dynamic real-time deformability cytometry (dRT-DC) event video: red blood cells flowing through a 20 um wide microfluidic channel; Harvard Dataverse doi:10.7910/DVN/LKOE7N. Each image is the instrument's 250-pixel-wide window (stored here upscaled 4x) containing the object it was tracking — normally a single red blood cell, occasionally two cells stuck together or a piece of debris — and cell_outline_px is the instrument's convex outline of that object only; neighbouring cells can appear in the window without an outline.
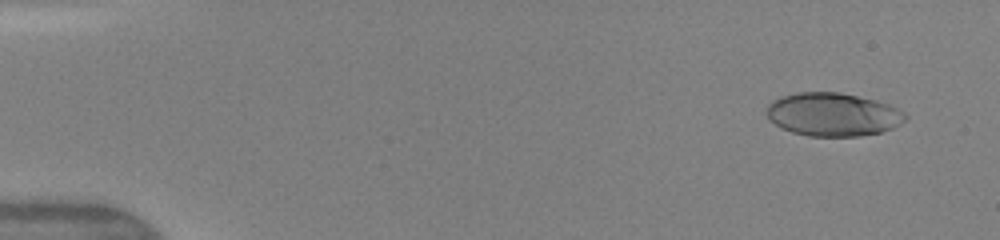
{"species": "human", "species_latin": "Homo sapiens", "temperature_condition": "warm", "stored_images_in_passage": 48, "camera_frame_rate_fps": 3000, "um_per_image_px": 0.085, "donor": {"sex": "female"}, "frame": {"image": 1, "passage_image": 3, "time_ms": 0.667, "image_size_px": [1000, 240], "cell_outline_px": [[908, 116], [900, 124], [892, 128], [880, 132], [860, 136], [808, 136], [792, 132], [780, 128], [768, 116], [768, 104], [772, 100], [780, 96], [796, 92], [840, 92], [876, 100], [888, 104], [904, 112]], "centroid_in_image_um": [70.8, 9.72], "position_along_channel_um": 14.2, "area_um2": 34.97}}
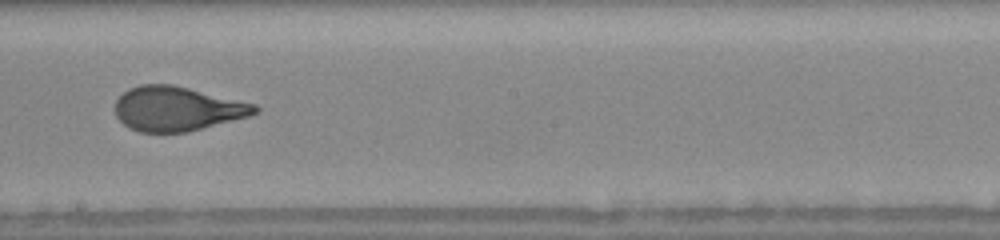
{"frame": {"image": 2, "passage_image": 28, "time_ms": 9.0, "image_size_px": [1000, 240], "cell_outline_px": [[260, 108], [256, 112], [248, 116], [188, 132], [140, 132], [128, 128], [116, 116], [116, 100], [128, 88], [140, 84], [172, 84], [256, 104]], "centroid_in_image_um": [15.03, 9.24], "position_along_channel_um": 233.2, "area_um2": 36.01}}
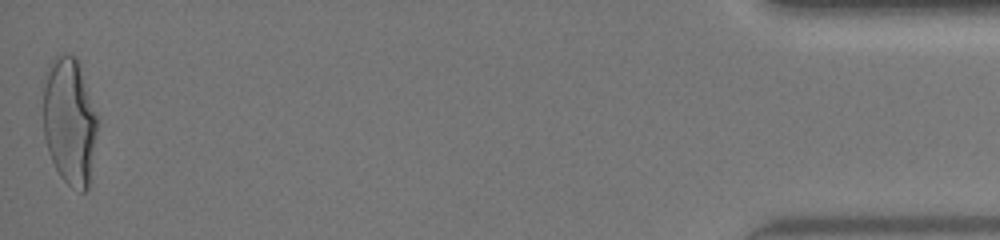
{"frame": {"image": 3, "passage_image": 48, "time_ms": 15.667, "image_size_px": [1000, 240], "cell_outline_px": [[100, 116], [88, 188], [84, 192], [80, 192], [72, 188], [60, 176], [52, 160], [44, 136], [44, 72], [48, 64], [56, 56], [64, 52], [76, 56]], "centroid_in_image_um": [5.94, 10.25], "position_along_channel_um": 429.3, "area_um2": 41.1}, "authors_computed_cell_mechanics": {"area_um2": 36.5874, "velocity_mm_per_s": 4.1863, "shape_relaxation_time_tau1_ms": 3.936, "shape_relaxation_time_tau2_ms": null, "deformation_change_tau1": 0.2091, "deformation_change_tau2": null}}